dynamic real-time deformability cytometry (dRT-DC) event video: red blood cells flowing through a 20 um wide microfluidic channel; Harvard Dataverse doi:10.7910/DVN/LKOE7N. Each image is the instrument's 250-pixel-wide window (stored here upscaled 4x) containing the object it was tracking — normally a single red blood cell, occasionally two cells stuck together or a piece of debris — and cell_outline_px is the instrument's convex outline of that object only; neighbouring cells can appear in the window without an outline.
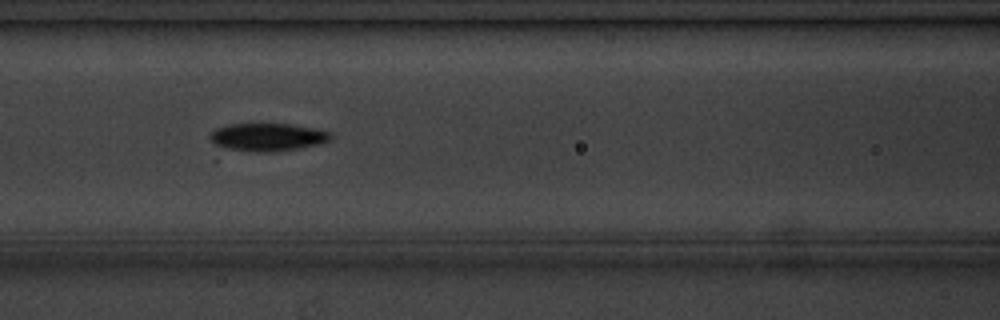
{"species": "common noctule bat (a hibernating species)", "species_latin": "Nyctalus noctula", "temperature_condition": "cold", "stored_images_in_passage": 5, "camera_frame_rate_fps": 3000, "um_per_image_px": 0.085, "animal": {"sex": "male", "body_mass_g": 20.1, "forearm_length_mm": 53.5}, "frame": {"image": 1, "passage_image": 3, "time_ms": 2.333, "image_size_px": [1000, 320], "cell_outline_px": [[332, 140], [320, 144], [300, 148], [272, 152], [220, 152], [208, 136], [216, 128], [228, 124], [292, 124], [316, 128], [332, 132]], "centroid_in_image_um": [22.67, 11.69], "position_along_channel_um": 143.9, "area_um2": 20.58}}